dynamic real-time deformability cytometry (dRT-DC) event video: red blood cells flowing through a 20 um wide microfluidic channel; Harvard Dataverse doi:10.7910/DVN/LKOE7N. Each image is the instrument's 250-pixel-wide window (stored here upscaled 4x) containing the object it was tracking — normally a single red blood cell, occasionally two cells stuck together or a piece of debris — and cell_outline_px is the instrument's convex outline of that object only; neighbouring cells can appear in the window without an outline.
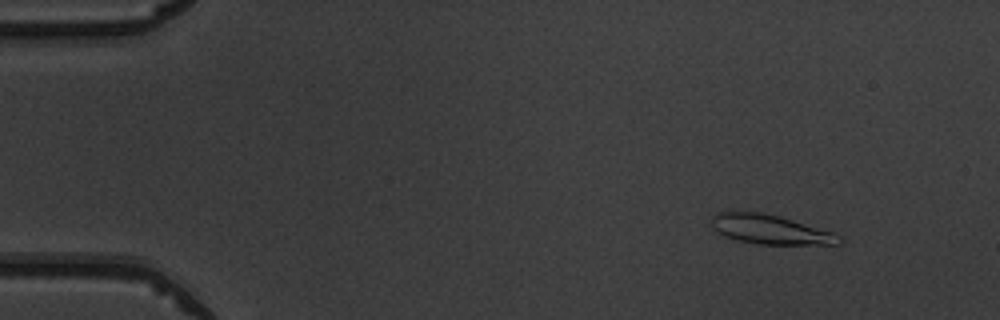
{"species": "common noctule bat (a hibernating species)", "species_latin": "Nyctalus noctula", "temperature_condition": "warm", "stored_images_in_passage": 51, "camera_frame_rate_fps": 3000, "um_per_image_px": 0.085, "animal": {"sex": "male", "body_mass_g": 19.5, "forearm_length_mm": 54.6}, "frame": {"image": 1, "passage_image": 6, "time_ms": 1.667, "image_size_px": [1000, 320], "cell_outline_px": [[840, 244], [760, 244], [736, 240], [724, 236], [712, 228], [712, 216], [716, 212], [760, 212], [780, 216], [832, 232], [840, 236]], "centroid_in_image_um": [65.42, 19.5], "position_along_channel_um": 19.6, "area_um2": 21.56}}
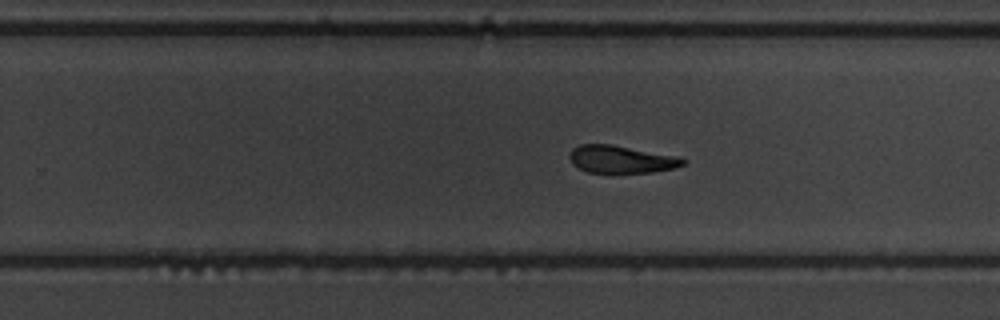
{"frame": {"image": 2, "passage_image": 33, "time_ms": 10.667, "image_size_px": [1000, 320], "cell_outline_px": [[688, 160], [684, 164], [676, 168], [652, 172], [588, 172], [572, 164], [568, 156], [572, 148], [580, 144], [612, 144], [680, 156]], "centroid_in_image_um": [52.84, 13.52], "position_along_channel_um": 277.0, "area_um2": 18.38}}
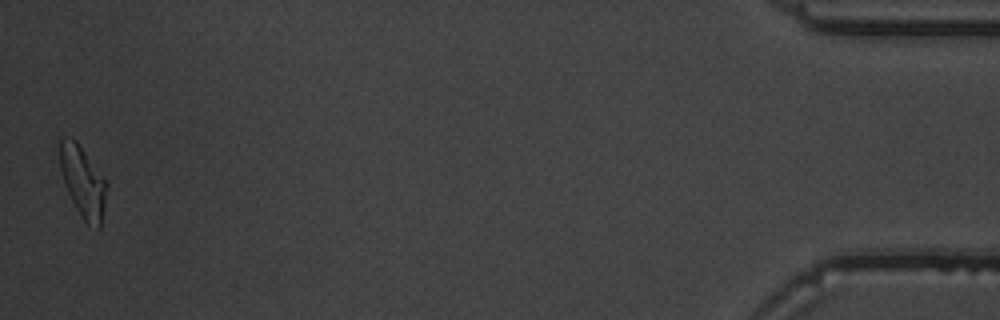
{"frame": {"image": 3, "passage_image": 51, "time_ms": 16.667, "image_size_px": [1000, 320], "cell_outline_px": [[108, 184], [100, 228], [88, 224], [84, 220], [76, 208], [64, 184], [60, 168], [56, 136], [72, 136], [76, 140], [108, 180]], "centroid_in_image_um": [7.01, 15.31], "position_along_channel_um": 428.2, "area_um2": 20.06}, "authors_computed_cell_mechanics": {"area_um2": 19.8254, "velocity_mm_per_s": 3.9897, "shape_relaxation_time_tau1_ms": 5.7364, "shape_relaxation_time_tau2_ms": 3.3949, "deformation_change_tau1": 0.1841, "deformation_change_tau2": 0.1241}}